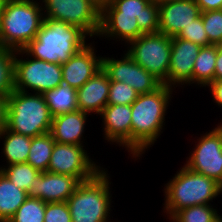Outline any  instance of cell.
<instances>
[{
  "instance_id": "6da1fadb",
  "label": "cell",
  "mask_w": 222,
  "mask_h": 222,
  "mask_svg": "<svg viewBox=\"0 0 222 222\" xmlns=\"http://www.w3.org/2000/svg\"><path fill=\"white\" fill-rule=\"evenodd\" d=\"M175 93L179 92L162 84L153 92L139 94L131 105V161H141L157 139L160 140Z\"/></svg>"
},
{
  "instance_id": "7a4b0ae2",
  "label": "cell",
  "mask_w": 222,
  "mask_h": 222,
  "mask_svg": "<svg viewBox=\"0 0 222 222\" xmlns=\"http://www.w3.org/2000/svg\"><path fill=\"white\" fill-rule=\"evenodd\" d=\"M164 203L161 216L170 220L181 209L195 206L214 204L222 195V185L205 175L193 172L181 165L169 181L163 184ZM214 200V201H213Z\"/></svg>"
},
{
  "instance_id": "3957f363",
  "label": "cell",
  "mask_w": 222,
  "mask_h": 222,
  "mask_svg": "<svg viewBox=\"0 0 222 222\" xmlns=\"http://www.w3.org/2000/svg\"><path fill=\"white\" fill-rule=\"evenodd\" d=\"M90 40L91 38L77 26L44 18L36 37L22 50L33 58L61 65Z\"/></svg>"
},
{
  "instance_id": "277c9868",
  "label": "cell",
  "mask_w": 222,
  "mask_h": 222,
  "mask_svg": "<svg viewBox=\"0 0 222 222\" xmlns=\"http://www.w3.org/2000/svg\"><path fill=\"white\" fill-rule=\"evenodd\" d=\"M110 173L107 168H104L95 177L81 182L76 187L66 201L70 209L71 222L114 221L111 219L115 216L112 213L114 210L112 204L115 203Z\"/></svg>"
},
{
  "instance_id": "5b68a950",
  "label": "cell",
  "mask_w": 222,
  "mask_h": 222,
  "mask_svg": "<svg viewBox=\"0 0 222 222\" xmlns=\"http://www.w3.org/2000/svg\"><path fill=\"white\" fill-rule=\"evenodd\" d=\"M44 21L40 0H6L0 17V47L22 50Z\"/></svg>"
},
{
  "instance_id": "8992f818",
  "label": "cell",
  "mask_w": 222,
  "mask_h": 222,
  "mask_svg": "<svg viewBox=\"0 0 222 222\" xmlns=\"http://www.w3.org/2000/svg\"><path fill=\"white\" fill-rule=\"evenodd\" d=\"M53 116L42 94L14 90L7 97L6 128L35 137L49 133Z\"/></svg>"
},
{
  "instance_id": "52a82bcc",
  "label": "cell",
  "mask_w": 222,
  "mask_h": 222,
  "mask_svg": "<svg viewBox=\"0 0 222 222\" xmlns=\"http://www.w3.org/2000/svg\"><path fill=\"white\" fill-rule=\"evenodd\" d=\"M63 83L60 64L49 63L17 50L14 57V89L43 94Z\"/></svg>"
},
{
  "instance_id": "ba28073f",
  "label": "cell",
  "mask_w": 222,
  "mask_h": 222,
  "mask_svg": "<svg viewBox=\"0 0 222 222\" xmlns=\"http://www.w3.org/2000/svg\"><path fill=\"white\" fill-rule=\"evenodd\" d=\"M127 54L162 84L168 86L171 37L161 33L143 34L123 47Z\"/></svg>"
},
{
  "instance_id": "9c48e42d",
  "label": "cell",
  "mask_w": 222,
  "mask_h": 222,
  "mask_svg": "<svg viewBox=\"0 0 222 222\" xmlns=\"http://www.w3.org/2000/svg\"><path fill=\"white\" fill-rule=\"evenodd\" d=\"M202 131L200 137L193 138L194 145L190 148L186 163L184 164L193 172L205 175L216 180L222 185V127L217 123L211 130Z\"/></svg>"
},
{
  "instance_id": "30bf717a",
  "label": "cell",
  "mask_w": 222,
  "mask_h": 222,
  "mask_svg": "<svg viewBox=\"0 0 222 222\" xmlns=\"http://www.w3.org/2000/svg\"><path fill=\"white\" fill-rule=\"evenodd\" d=\"M88 149L85 146L55 142L47 172L74 176L80 182L92 179L105 165L94 159L93 154L92 158Z\"/></svg>"
},
{
  "instance_id": "8fae6325",
  "label": "cell",
  "mask_w": 222,
  "mask_h": 222,
  "mask_svg": "<svg viewBox=\"0 0 222 222\" xmlns=\"http://www.w3.org/2000/svg\"><path fill=\"white\" fill-rule=\"evenodd\" d=\"M44 18L79 27L91 39L100 29L101 11L90 0H40Z\"/></svg>"
},
{
  "instance_id": "7c38bea8",
  "label": "cell",
  "mask_w": 222,
  "mask_h": 222,
  "mask_svg": "<svg viewBox=\"0 0 222 222\" xmlns=\"http://www.w3.org/2000/svg\"><path fill=\"white\" fill-rule=\"evenodd\" d=\"M122 47L120 58L116 54L102 56V69L108 74L109 80L125 83L134 88L138 94L158 89L162 83L137 64Z\"/></svg>"
},
{
  "instance_id": "4fadbf2b",
  "label": "cell",
  "mask_w": 222,
  "mask_h": 222,
  "mask_svg": "<svg viewBox=\"0 0 222 222\" xmlns=\"http://www.w3.org/2000/svg\"><path fill=\"white\" fill-rule=\"evenodd\" d=\"M171 45L168 86L180 92L193 87V67L201 46L177 36L171 37Z\"/></svg>"
},
{
  "instance_id": "5bb4252c",
  "label": "cell",
  "mask_w": 222,
  "mask_h": 222,
  "mask_svg": "<svg viewBox=\"0 0 222 222\" xmlns=\"http://www.w3.org/2000/svg\"><path fill=\"white\" fill-rule=\"evenodd\" d=\"M131 105H107L100 113L103 141L115 145L131 158ZM105 139V140H104Z\"/></svg>"
},
{
  "instance_id": "9a60e30c",
  "label": "cell",
  "mask_w": 222,
  "mask_h": 222,
  "mask_svg": "<svg viewBox=\"0 0 222 222\" xmlns=\"http://www.w3.org/2000/svg\"><path fill=\"white\" fill-rule=\"evenodd\" d=\"M97 43L98 41L92 39L67 62L61 64L63 84L77 90L99 72L102 68V54L97 52Z\"/></svg>"
},
{
  "instance_id": "2e32d148",
  "label": "cell",
  "mask_w": 222,
  "mask_h": 222,
  "mask_svg": "<svg viewBox=\"0 0 222 222\" xmlns=\"http://www.w3.org/2000/svg\"><path fill=\"white\" fill-rule=\"evenodd\" d=\"M80 183L74 176L40 172L34 177L27 193L28 197H35L46 203L66 202Z\"/></svg>"
},
{
  "instance_id": "e0dca14e",
  "label": "cell",
  "mask_w": 222,
  "mask_h": 222,
  "mask_svg": "<svg viewBox=\"0 0 222 222\" xmlns=\"http://www.w3.org/2000/svg\"><path fill=\"white\" fill-rule=\"evenodd\" d=\"M136 19L135 15L122 14V12H101L100 29L96 40L105 39L106 44L118 42L125 47L129 42L143 35Z\"/></svg>"
},
{
  "instance_id": "ac0fdd59",
  "label": "cell",
  "mask_w": 222,
  "mask_h": 222,
  "mask_svg": "<svg viewBox=\"0 0 222 222\" xmlns=\"http://www.w3.org/2000/svg\"><path fill=\"white\" fill-rule=\"evenodd\" d=\"M201 14L195 0H177L159 6V33L177 36Z\"/></svg>"
},
{
  "instance_id": "d6986e66",
  "label": "cell",
  "mask_w": 222,
  "mask_h": 222,
  "mask_svg": "<svg viewBox=\"0 0 222 222\" xmlns=\"http://www.w3.org/2000/svg\"><path fill=\"white\" fill-rule=\"evenodd\" d=\"M88 117L91 115L80 110L54 116L50 133L55 142L88 147L85 136L86 127L91 123Z\"/></svg>"
},
{
  "instance_id": "ffe728a7",
  "label": "cell",
  "mask_w": 222,
  "mask_h": 222,
  "mask_svg": "<svg viewBox=\"0 0 222 222\" xmlns=\"http://www.w3.org/2000/svg\"><path fill=\"white\" fill-rule=\"evenodd\" d=\"M110 80L108 74L101 68L82 87L77 89L78 110L90 114L91 119H97L107 106ZM94 115V117H93Z\"/></svg>"
},
{
  "instance_id": "44dd1931",
  "label": "cell",
  "mask_w": 222,
  "mask_h": 222,
  "mask_svg": "<svg viewBox=\"0 0 222 222\" xmlns=\"http://www.w3.org/2000/svg\"><path fill=\"white\" fill-rule=\"evenodd\" d=\"M101 12L135 15L143 34L159 33V6L151 0H112Z\"/></svg>"
},
{
  "instance_id": "7402d4cb",
  "label": "cell",
  "mask_w": 222,
  "mask_h": 222,
  "mask_svg": "<svg viewBox=\"0 0 222 222\" xmlns=\"http://www.w3.org/2000/svg\"><path fill=\"white\" fill-rule=\"evenodd\" d=\"M31 142L32 137L14 133L5 127L0 132L1 162H4L0 164V170L4 166L27 162Z\"/></svg>"
},
{
  "instance_id": "603a6c76",
  "label": "cell",
  "mask_w": 222,
  "mask_h": 222,
  "mask_svg": "<svg viewBox=\"0 0 222 222\" xmlns=\"http://www.w3.org/2000/svg\"><path fill=\"white\" fill-rule=\"evenodd\" d=\"M27 198L28 193L15 186L0 170V222H7Z\"/></svg>"
},
{
  "instance_id": "cb8c5ba5",
  "label": "cell",
  "mask_w": 222,
  "mask_h": 222,
  "mask_svg": "<svg viewBox=\"0 0 222 222\" xmlns=\"http://www.w3.org/2000/svg\"><path fill=\"white\" fill-rule=\"evenodd\" d=\"M216 57L217 45L201 47L193 67V88L206 90V87L215 81Z\"/></svg>"
},
{
  "instance_id": "d4e9b609",
  "label": "cell",
  "mask_w": 222,
  "mask_h": 222,
  "mask_svg": "<svg viewBox=\"0 0 222 222\" xmlns=\"http://www.w3.org/2000/svg\"><path fill=\"white\" fill-rule=\"evenodd\" d=\"M42 95L53 117L78 110L77 90L66 84L62 83Z\"/></svg>"
},
{
  "instance_id": "484cf974",
  "label": "cell",
  "mask_w": 222,
  "mask_h": 222,
  "mask_svg": "<svg viewBox=\"0 0 222 222\" xmlns=\"http://www.w3.org/2000/svg\"><path fill=\"white\" fill-rule=\"evenodd\" d=\"M54 144L55 140L50 132L33 137L27 163L40 172H46Z\"/></svg>"
},
{
  "instance_id": "4316f807",
  "label": "cell",
  "mask_w": 222,
  "mask_h": 222,
  "mask_svg": "<svg viewBox=\"0 0 222 222\" xmlns=\"http://www.w3.org/2000/svg\"><path fill=\"white\" fill-rule=\"evenodd\" d=\"M217 204L195 205L178 211L169 222H213L220 216Z\"/></svg>"
},
{
  "instance_id": "83f0119b",
  "label": "cell",
  "mask_w": 222,
  "mask_h": 222,
  "mask_svg": "<svg viewBox=\"0 0 222 222\" xmlns=\"http://www.w3.org/2000/svg\"><path fill=\"white\" fill-rule=\"evenodd\" d=\"M1 171L15 186L26 192L31 188L34 177L40 173L27 162L4 166Z\"/></svg>"
},
{
  "instance_id": "f1b7e54d",
  "label": "cell",
  "mask_w": 222,
  "mask_h": 222,
  "mask_svg": "<svg viewBox=\"0 0 222 222\" xmlns=\"http://www.w3.org/2000/svg\"><path fill=\"white\" fill-rule=\"evenodd\" d=\"M16 51L0 47V95L8 97L14 89V57Z\"/></svg>"
},
{
  "instance_id": "f546056e",
  "label": "cell",
  "mask_w": 222,
  "mask_h": 222,
  "mask_svg": "<svg viewBox=\"0 0 222 222\" xmlns=\"http://www.w3.org/2000/svg\"><path fill=\"white\" fill-rule=\"evenodd\" d=\"M46 202L28 197L7 222H44Z\"/></svg>"
},
{
  "instance_id": "4dcf8cb0",
  "label": "cell",
  "mask_w": 222,
  "mask_h": 222,
  "mask_svg": "<svg viewBox=\"0 0 222 222\" xmlns=\"http://www.w3.org/2000/svg\"><path fill=\"white\" fill-rule=\"evenodd\" d=\"M203 26L211 45H222V10L201 12Z\"/></svg>"
},
{
  "instance_id": "1f68e13d",
  "label": "cell",
  "mask_w": 222,
  "mask_h": 222,
  "mask_svg": "<svg viewBox=\"0 0 222 222\" xmlns=\"http://www.w3.org/2000/svg\"><path fill=\"white\" fill-rule=\"evenodd\" d=\"M139 94L131 86L118 82L110 81L107 105H132Z\"/></svg>"
},
{
  "instance_id": "d6a6232c",
  "label": "cell",
  "mask_w": 222,
  "mask_h": 222,
  "mask_svg": "<svg viewBox=\"0 0 222 222\" xmlns=\"http://www.w3.org/2000/svg\"><path fill=\"white\" fill-rule=\"evenodd\" d=\"M177 37L189 40L190 42L200 45L201 47L211 45L204 29L201 15L192 21L187 27H184L179 32Z\"/></svg>"
},
{
  "instance_id": "836d02e7",
  "label": "cell",
  "mask_w": 222,
  "mask_h": 222,
  "mask_svg": "<svg viewBox=\"0 0 222 222\" xmlns=\"http://www.w3.org/2000/svg\"><path fill=\"white\" fill-rule=\"evenodd\" d=\"M44 222H71V214L67 202L46 203Z\"/></svg>"
},
{
  "instance_id": "e575fe53",
  "label": "cell",
  "mask_w": 222,
  "mask_h": 222,
  "mask_svg": "<svg viewBox=\"0 0 222 222\" xmlns=\"http://www.w3.org/2000/svg\"><path fill=\"white\" fill-rule=\"evenodd\" d=\"M206 88L210 92L213 104L222 109V79L211 82Z\"/></svg>"
},
{
  "instance_id": "d590c367",
  "label": "cell",
  "mask_w": 222,
  "mask_h": 222,
  "mask_svg": "<svg viewBox=\"0 0 222 222\" xmlns=\"http://www.w3.org/2000/svg\"><path fill=\"white\" fill-rule=\"evenodd\" d=\"M201 12L222 10V0H195Z\"/></svg>"
},
{
  "instance_id": "8d00e7d4",
  "label": "cell",
  "mask_w": 222,
  "mask_h": 222,
  "mask_svg": "<svg viewBox=\"0 0 222 222\" xmlns=\"http://www.w3.org/2000/svg\"><path fill=\"white\" fill-rule=\"evenodd\" d=\"M7 97L0 95V132L6 127Z\"/></svg>"
},
{
  "instance_id": "74e56055",
  "label": "cell",
  "mask_w": 222,
  "mask_h": 222,
  "mask_svg": "<svg viewBox=\"0 0 222 222\" xmlns=\"http://www.w3.org/2000/svg\"><path fill=\"white\" fill-rule=\"evenodd\" d=\"M222 79V45H217V57L215 61V80Z\"/></svg>"
},
{
  "instance_id": "f35d334b",
  "label": "cell",
  "mask_w": 222,
  "mask_h": 222,
  "mask_svg": "<svg viewBox=\"0 0 222 222\" xmlns=\"http://www.w3.org/2000/svg\"><path fill=\"white\" fill-rule=\"evenodd\" d=\"M100 11H102L112 0H90Z\"/></svg>"
},
{
  "instance_id": "ab89813d",
  "label": "cell",
  "mask_w": 222,
  "mask_h": 222,
  "mask_svg": "<svg viewBox=\"0 0 222 222\" xmlns=\"http://www.w3.org/2000/svg\"><path fill=\"white\" fill-rule=\"evenodd\" d=\"M151 1H153L158 6H160V5L164 4V3L174 2V1H177V0H151Z\"/></svg>"
},
{
  "instance_id": "60d3db41",
  "label": "cell",
  "mask_w": 222,
  "mask_h": 222,
  "mask_svg": "<svg viewBox=\"0 0 222 222\" xmlns=\"http://www.w3.org/2000/svg\"><path fill=\"white\" fill-rule=\"evenodd\" d=\"M5 2L6 0H0V17H1V14L3 13Z\"/></svg>"
},
{
  "instance_id": "b9f144b4",
  "label": "cell",
  "mask_w": 222,
  "mask_h": 222,
  "mask_svg": "<svg viewBox=\"0 0 222 222\" xmlns=\"http://www.w3.org/2000/svg\"><path fill=\"white\" fill-rule=\"evenodd\" d=\"M213 222H222V214Z\"/></svg>"
},
{
  "instance_id": "7bdbcfd3",
  "label": "cell",
  "mask_w": 222,
  "mask_h": 222,
  "mask_svg": "<svg viewBox=\"0 0 222 222\" xmlns=\"http://www.w3.org/2000/svg\"><path fill=\"white\" fill-rule=\"evenodd\" d=\"M221 119H222V118H221ZM218 124L222 127V120H221L220 122L218 121Z\"/></svg>"
},
{
  "instance_id": "ee69618b",
  "label": "cell",
  "mask_w": 222,
  "mask_h": 222,
  "mask_svg": "<svg viewBox=\"0 0 222 222\" xmlns=\"http://www.w3.org/2000/svg\"><path fill=\"white\" fill-rule=\"evenodd\" d=\"M115 219H116V220H115L116 222H121V221H120V220H118L117 218H115ZM115 221H113V222H115Z\"/></svg>"
}]
</instances>
